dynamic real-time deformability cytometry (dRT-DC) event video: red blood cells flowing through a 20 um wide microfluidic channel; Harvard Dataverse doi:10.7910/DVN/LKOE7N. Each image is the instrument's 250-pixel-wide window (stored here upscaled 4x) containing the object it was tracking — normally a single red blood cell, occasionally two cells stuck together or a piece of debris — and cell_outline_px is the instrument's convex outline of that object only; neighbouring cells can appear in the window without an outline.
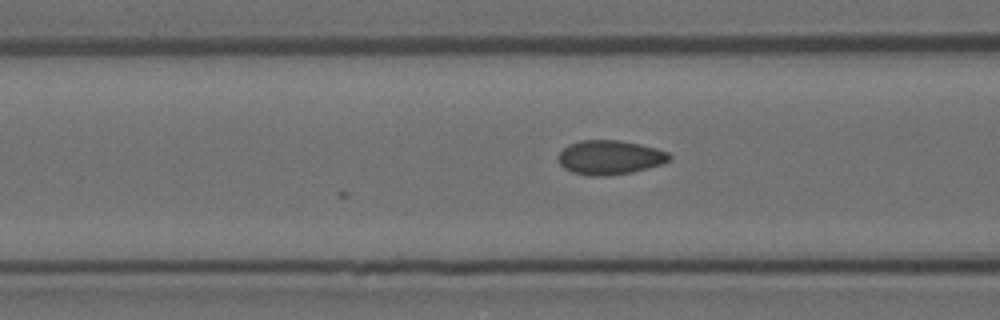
{"species": "Egyptian fruit bat (a non-hibernating species)", "species_latin": "Rousettus aegyptiacus", "temperature_condition": "room temperature", "stored_images_in_passage": 4, "camera_frame_rate_fps": 3000, "um_per_image_px": 0.085, "animal": {"sex": "female"}, "frame": {"image": 1, "passage_image": 3, "time_ms": 0.667, "image_size_px": [1000, 320], "cell_outline_px": [[672, 156], [664, 164], [632, 172], [608, 176], [588, 176], [572, 172], [564, 168], [560, 164], [560, 152], [568, 144], [580, 140], [620, 140], [640, 144], [656, 148], [668, 152]], "centroid_in_image_um": [51.86, 13.38], "position_along_channel_um": 114.7, "area_um2": 22.25}}